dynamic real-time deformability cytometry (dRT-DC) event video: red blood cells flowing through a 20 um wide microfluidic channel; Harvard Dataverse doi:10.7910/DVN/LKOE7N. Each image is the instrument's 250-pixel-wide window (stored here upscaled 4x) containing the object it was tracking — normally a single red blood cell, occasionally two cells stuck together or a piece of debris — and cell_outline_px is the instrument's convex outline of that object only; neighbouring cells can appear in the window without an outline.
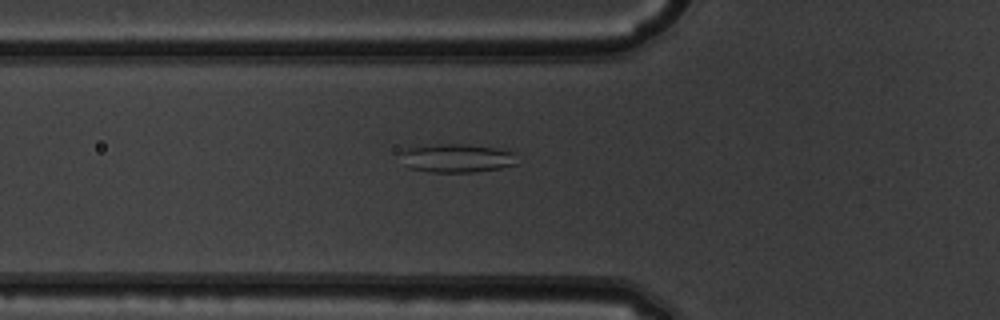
{"species": "common noctule bat (a hibernating species)", "species_latin": "Nyctalus noctula", "temperature_condition": "warm", "stored_images_in_passage": 33, "camera_frame_rate_fps": 3000, "um_per_image_px": 0.085, "animal": {"sex": "male", "body_mass_g": 19.5, "forearm_length_mm": 54.6}, "frame": {"image": 1, "passage_image": 6, "time_ms": 1.667, "image_size_px": [1000, 320], "cell_outline_px": [[516, 164], [500, 168], [476, 172], [432, 172], [408, 168], [404, 164], [400, 152], [404, 148], [436, 144], [464, 144], [496, 148], [516, 152]], "centroid_in_image_um": [38.82, 13.44], "position_along_channel_um": 87.0, "area_um2": 19.54}}
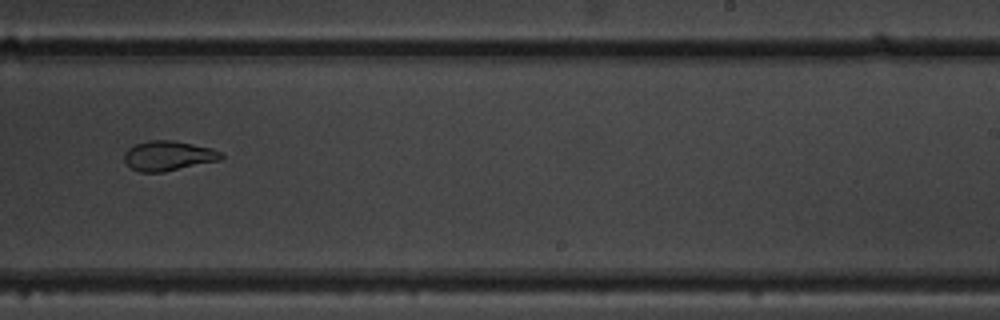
{"frame": {"image": 2, "passage_image": 20, "time_ms": 6.333, "image_size_px": [1000, 320], "cell_outline_px": [[224, 156], [220, 160], [164, 172], [140, 172], [132, 168], [124, 160], [124, 152], [128, 148], [136, 144], [148, 140], [172, 140], [212, 148], [220, 152]], "centroid_in_image_um": [14.3, 13.24], "position_along_channel_um": 274.7, "area_um2": 16.76}}
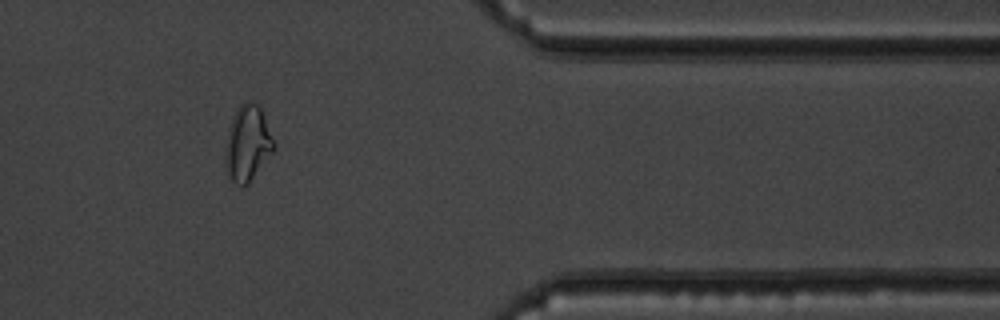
{"frame": {"image": 3, "passage_image": 30, "time_ms": 9.667, "image_size_px": [1000, 320], "cell_outline_px": [[276, 148], [248, 184], [236, 184], [228, 176], [228, 132], [232, 116], [240, 104], [248, 100], [252, 100], [260, 108], [264, 116], [276, 144]], "centroid_in_image_um": [21.11, 12.14], "position_along_channel_um": 390.3, "area_um2": 20.69}, "authors_computed_cell_mechanics": {"area_um2": 17.5712, "velocity_mm_per_s": 4.023, "shape_relaxation_time_tau1_ms": null, "shape_relaxation_time_tau2_ms": 1.5099, "deformation_change_tau1": null, "deformation_change_tau2": 0.0669}}